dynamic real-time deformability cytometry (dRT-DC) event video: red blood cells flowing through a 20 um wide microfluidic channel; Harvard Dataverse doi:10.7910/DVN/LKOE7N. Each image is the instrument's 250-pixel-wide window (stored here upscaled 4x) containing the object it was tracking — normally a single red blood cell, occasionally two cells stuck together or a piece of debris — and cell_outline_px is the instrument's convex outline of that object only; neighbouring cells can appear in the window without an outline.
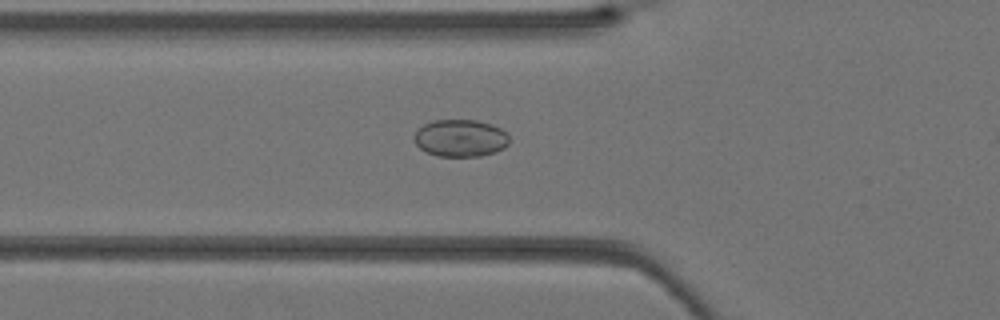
{"species": "Egyptian fruit bat (a non-hibernating species)", "species_latin": "Rousettus aegyptiacus", "temperature_condition": "warm", "stored_images_in_passage": 26, "camera_frame_rate_fps": 3000, "um_per_image_px": 0.085, "animal": {"sex": "female"}, "frame": {"image": 1, "passage_image": 4, "time_ms": 1.0, "image_size_px": [1000, 320], "cell_outline_px": [[508, 144], [504, 148], [496, 152], [480, 156], [436, 156], [420, 148], [416, 144], [416, 132], [424, 124], [432, 120], [476, 120], [492, 124], [500, 128], [508, 136]], "centroid_in_image_um": [39.16, 11.74], "position_along_channel_um": 86.6, "area_um2": 20.46}}
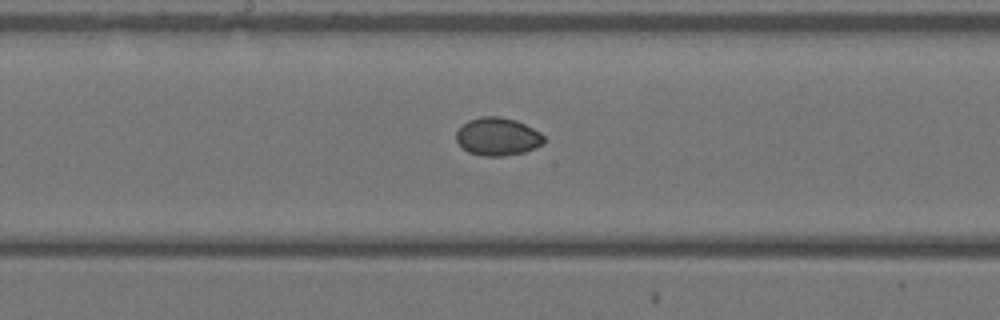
{"frame": {"image": 2, "passage_image": 11, "time_ms": 3.333, "image_size_px": [1000, 320], "cell_outline_px": [[544, 144], [524, 152], [504, 156], [480, 156], [468, 152], [456, 140], [456, 132], [468, 120], [480, 116], [500, 116], [516, 120], [540, 132], [544, 136]], "centroid_in_image_um": [42.3, 11.61], "position_along_channel_um": 205.9, "area_um2": 19.42}}
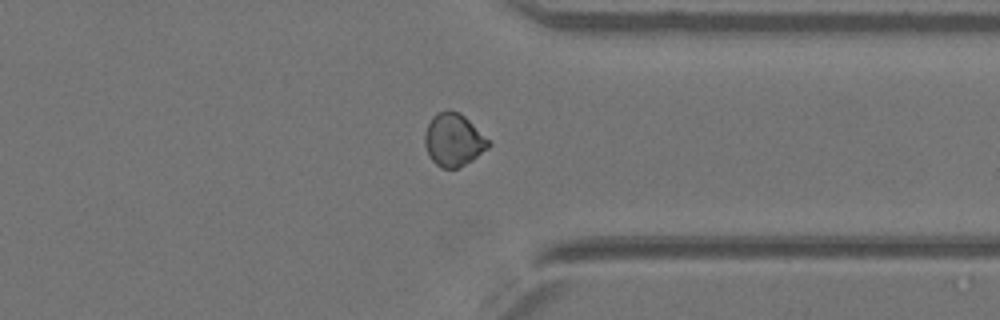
{"frame": {"image": 3, "passage_image": 21, "time_ms": 6.667, "image_size_px": [1000, 320], "cell_outline_px": [[492, 144], [488, 148], [472, 160], [456, 168], [440, 168], [428, 156], [424, 144], [424, 132], [432, 116], [436, 112], [448, 108], [460, 112]], "centroid_in_image_um": [38.5, 11.87], "position_along_channel_um": 372.9, "area_um2": 19.65}}